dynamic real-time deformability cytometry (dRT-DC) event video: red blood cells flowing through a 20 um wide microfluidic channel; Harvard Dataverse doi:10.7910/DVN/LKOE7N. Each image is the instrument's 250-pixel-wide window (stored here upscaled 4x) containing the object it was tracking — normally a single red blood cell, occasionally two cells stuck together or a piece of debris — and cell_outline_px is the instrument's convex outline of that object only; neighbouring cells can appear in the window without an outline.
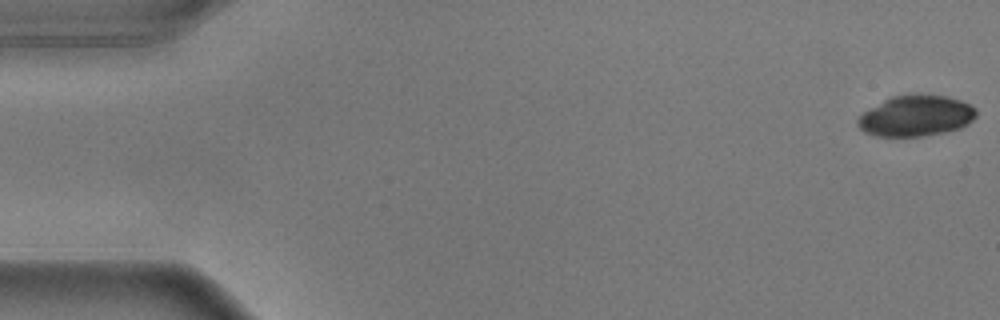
{"species": "common noctule bat (a hibernating species)", "species_latin": "Nyctalus noctula", "temperature_condition": "warm", "stored_images_in_passage": 56, "camera_frame_rate_fps": 3000, "um_per_image_px": 0.085, "animal": {"sex": "male", "body_mass_g": 17.9}, "frame": {"image": 1, "passage_image": 1, "time_ms": 0.0, "image_size_px": [1000, 320], "cell_outline_px": [[976, 116], [968, 124], [960, 128], [944, 132], [920, 136], [876, 136], [864, 132], [856, 124], [856, 120], [864, 112], [884, 100], [892, 96], [916, 92], [948, 96], [960, 100], [976, 108]], "centroid_in_image_um": [77.86, 9.82], "position_along_channel_um": 7.1, "area_um2": 28.5}}
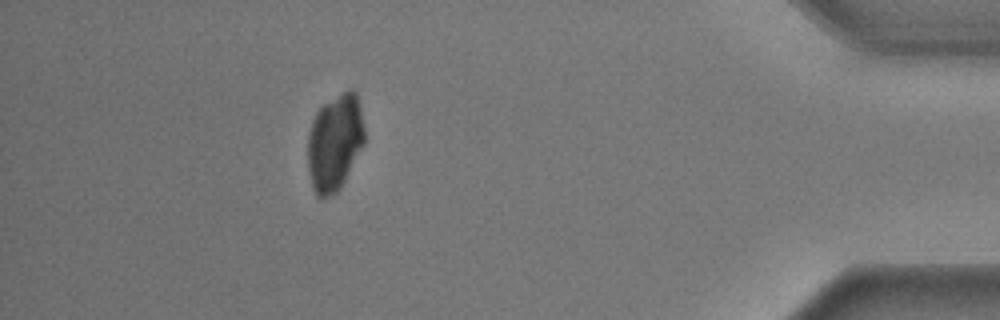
{"frame": {"image": 2, "passage_image": 50, "time_ms": 16.333, "image_size_px": [1000, 320], "cell_outline_px": [[364, 144], [340, 188], [336, 192], [328, 196], [316, 196], [308, 172], [308, 132], [312, 120], [320, 104], [348, 88], [352, 88], [356, 92], [360, 108], [364, 128]], "centroid_in_image_um": [28.44, 12.05], "position_along_channel_um": 406.8, "area_um2": 32.14}}